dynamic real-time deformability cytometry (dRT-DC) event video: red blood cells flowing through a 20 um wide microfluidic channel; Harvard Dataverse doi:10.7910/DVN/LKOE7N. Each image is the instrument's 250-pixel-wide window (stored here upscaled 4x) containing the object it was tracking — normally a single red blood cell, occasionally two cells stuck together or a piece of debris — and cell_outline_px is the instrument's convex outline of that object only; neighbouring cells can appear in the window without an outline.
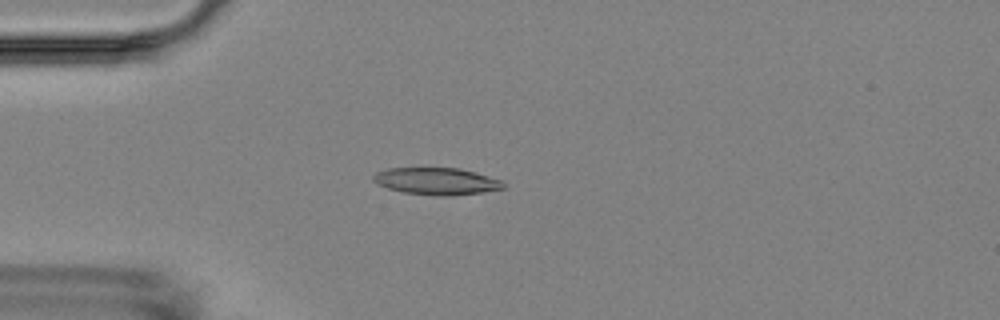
{"species": "Egyptian fruit bat (a non-hibernating species)", "species_latin": "Rousettus aegyptiacus", "temperature_condition": "room temperature", "stored_images_in_passage": 4, "camera_frame_rate_fps": 3000, "um_per_image_px": 0.085, "animal": {"sex": "female"}, "frame": {"image": 1, "passage_image": 4, "time_ms": 3.333, "image_size_px": [1000, 320], "cell_outline_px": [[504, 188], [480, 192], [452, 196], [436, 196], [404, 192], [388, 188], [376, 184], [372, 180], [372, 176], [376, 172], [388, 168], [460, 168], [476, 172], [500, 180], [504, 184]], "centroid_in_image_um": [37.06, 15.4], "position_along_channel_um": 47.9, "area_um2": 20.46}}